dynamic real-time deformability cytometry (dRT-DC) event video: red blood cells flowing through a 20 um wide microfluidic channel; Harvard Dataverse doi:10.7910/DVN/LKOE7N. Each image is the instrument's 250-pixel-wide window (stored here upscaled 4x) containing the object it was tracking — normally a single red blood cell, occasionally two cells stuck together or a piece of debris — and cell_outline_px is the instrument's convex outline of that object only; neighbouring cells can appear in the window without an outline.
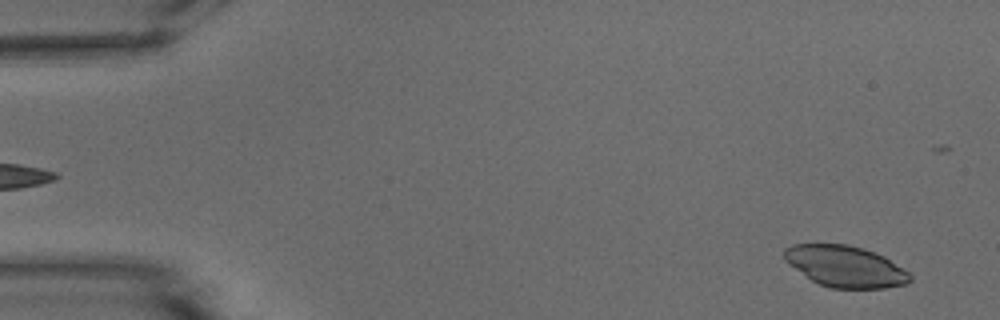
{"species": "common noctule bat (a hibernating species)", "species_latin": "Nyctalus noctula", "temperature_condition": "warm", "stored_images_in_passage": 54, "camera_frame_rate_fps": 3000, "um_per_image_px": 0.085, "animal": {"sex": "male", "body_mass_g": 15.6}, "frame": {"image": 1, "passage_image": 3, "time_ms": 0.667, "image_size_px": [1000, 320], "cell_outline_px": [[912, 280], [904, 284], [884, 288], [832, 288], [820, 284], [812, 280], [788, 264], [784, 260], [784, 248], [792, 244], [848, 244], [864, 248], [876, 252], [884, 256], [908, 272], [912, 276]], "centroid_in_image_um": [71.84, 22.63], "position_along_channel_um": 13.2, "area_um2": 30.23}}